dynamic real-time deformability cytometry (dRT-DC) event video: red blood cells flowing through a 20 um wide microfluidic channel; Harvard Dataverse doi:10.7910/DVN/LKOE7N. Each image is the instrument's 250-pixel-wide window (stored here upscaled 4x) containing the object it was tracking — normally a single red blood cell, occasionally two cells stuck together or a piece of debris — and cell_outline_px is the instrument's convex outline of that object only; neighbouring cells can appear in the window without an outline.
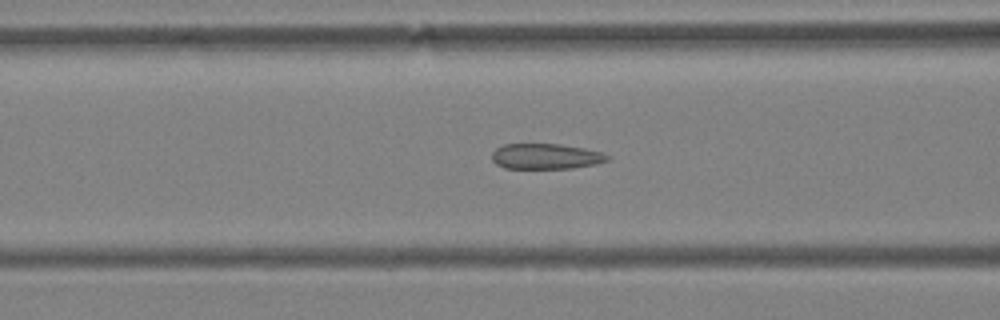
{"species": "Egyptian fruit bat (a non-hibernating species)", "species_latin": "Rousettus aegyptiacus", "temperature_condition": "warm", "stored_images_in_passage": 53, "segment_of_instrument_passage": [1, 2], "camera_frame_rate_fps": 3000, "um_per_image_px": 0.085, "animal": {"sex": "female"}, "frame": {"image": 1, "passage_image": 16, "time_ms": 5.0, "image_size_px": [1000, 320], "cell_outline_px": [[608, 160], [596, 164], [572, 168], [504, 168], [496, 164], [492, 160], [492, 152], [496, 148], [504, 144], [560, 144], [584, 148], [600, 152], [608, 156]], "centroid_in_image_um": [46.35, 13.29], "position_along_channel_um": 120.2, "area_um2": 17.05}}
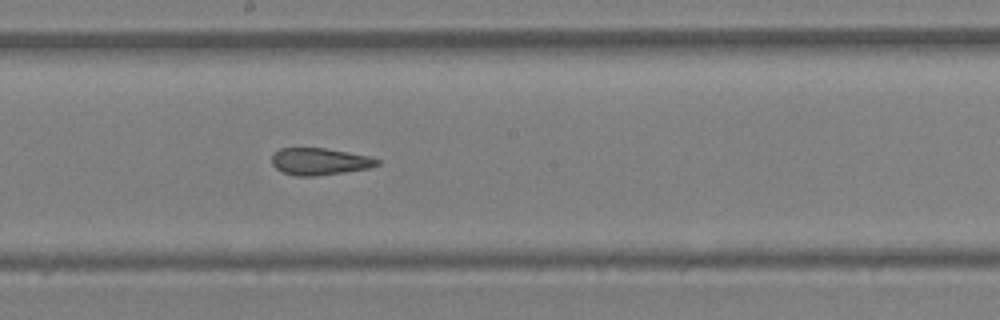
{"frame": {"image": 2, "passage_image": 25, "time_ms": 8.0, "image_size_px": [1000, 320], "cell_outline_px": [[380, 164], [368, 168], [344, 172], [316, 176], [296, 176], [284, 172], [276, 168], [272, 164], [272, 152], [280, 148], [324, 148], [348, 152], [368, 156], [380, 160]], "centroid_in_image_um": [27.14, 13.72], "position_along_channel_um": 221.1, "area_um2": 16.53}}
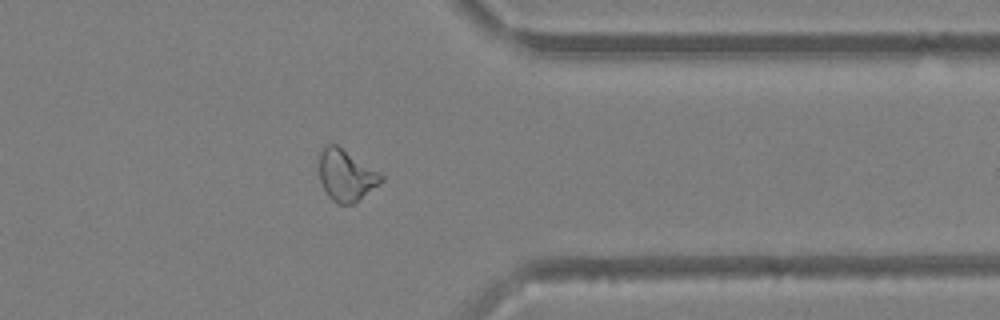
{"frame": {"image": 3, "passage_image": 40, "time_ms": 13.0, "image_size_px": [1000, 320], "cell_outline_px": [[384, 180], [356, 204], [340, 204], [332, 200], [328, 196], [320, 180], [320, 152], [328, 144], [336, 144], [384, 176]], "centroid_in_image_um": [29.43, 14.94], "position_along_channel_um": 382.0, "area_um2": 18.32}}